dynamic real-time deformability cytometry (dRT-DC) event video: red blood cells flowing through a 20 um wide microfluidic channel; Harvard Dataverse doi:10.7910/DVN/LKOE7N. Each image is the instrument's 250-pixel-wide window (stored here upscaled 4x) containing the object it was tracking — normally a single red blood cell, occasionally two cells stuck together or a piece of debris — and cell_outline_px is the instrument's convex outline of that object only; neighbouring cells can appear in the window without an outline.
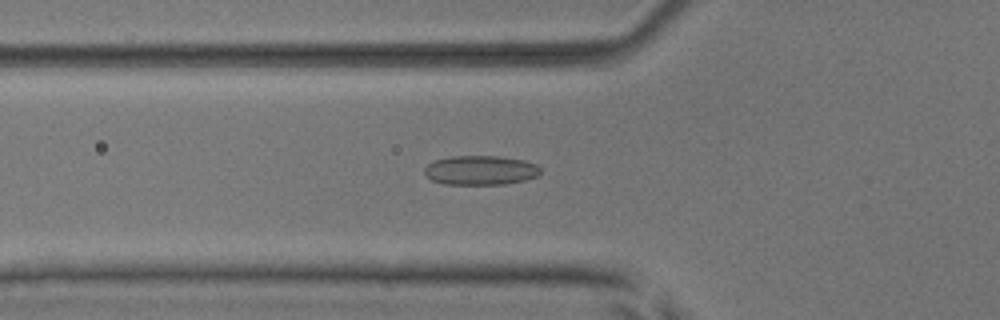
{"species": "common noctule bat (a hibernating species)", "species_latin": "Nyctalus noctula", "temperature_condition": "room temperature", "stored_images_in_passage": 52, "camera_frame_rate_fps": 3000, "um_per_image_px": 0.085, "animal": {"sex": "male", "body_mass_g": 17.9, "forearm_length_mm": 54.2}, "frame": {"image": 1, "passage_image": 18, "time_ms": 5.667, "image_size_px": [1000, 320], "cell_outline_px": [[540, 172], [536, 176], [524, 180], [504, 184], [444, 184], [432, 180], [424, 172], [424, 168], [428, 164], [436, 160], [452, 156], [500, 156], [524, 160], [536, 164], [540, 168]], "centroid_in_image_um": [40.85, 14.46], "position_along_channel_um": 85.0, "area_um2": 19.71}}
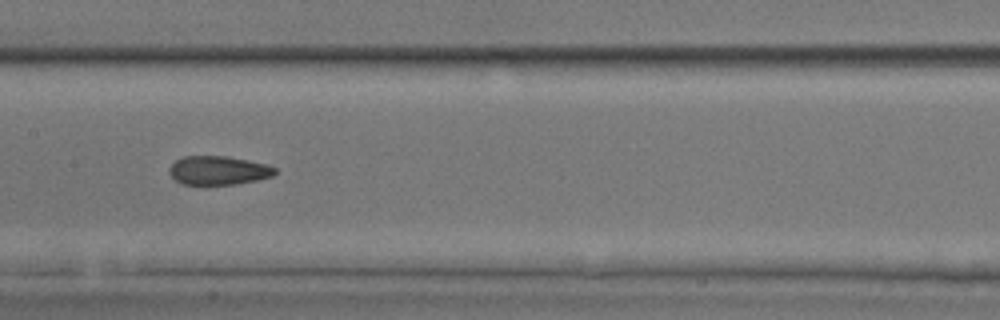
{"frame": {"image": 2, "passage_image": 26, "time_ms": 8.333, "image_size_px": [1000, 320], "cell_outline_px": [[276, 172], [272, 176], [256, 180], [236, 184], [204, 188], [180, 184], [168, 172], [168, 168], [176, 160], [184, 156], [228, 156], [268, 164], [276, 168]], "centroid_in_image_um": [18.51, 14.53], "position_along_channel_um": 188.9, "area_um2": 18.55}}
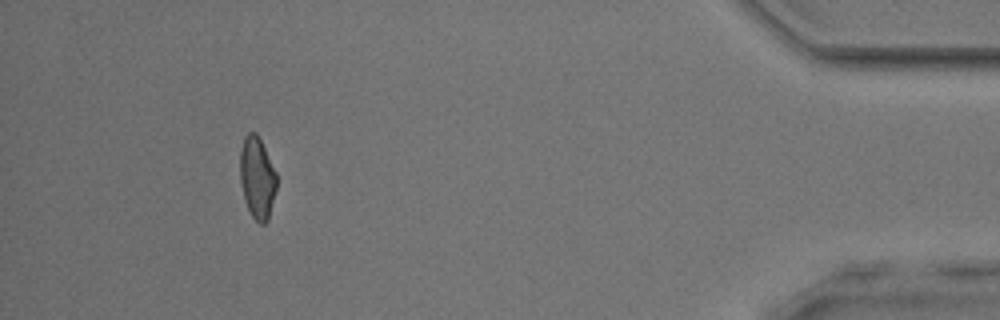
{"frame": {"image": 3, "passage_image": 48, "time_ms": 15.667, "image_size_px": [1000, 320], "cell_outline_px": [[276, 188], [268, 220], [264, 224], [260, 224], [252, 216], [244, 200], [240, 180], [240, 152], [244, 136], [248, 132], [256, 132], [276, 172]], "centroid_in_image_um": [21.84, 15.11], "position_along_channel_um": 413.4, "area_um2": 17.28}, "authors_computed_cell_mechanics": {"area_um2": 18.4093, "velocity_mm_per_s": 3.8873, "shape_relaxation_time_tau1_ms": null, "shape_relaxation_time_tau2_ms": 2.3908, "deformation_change_tau1": null, "deformation_change_tau2": 0.0876}}